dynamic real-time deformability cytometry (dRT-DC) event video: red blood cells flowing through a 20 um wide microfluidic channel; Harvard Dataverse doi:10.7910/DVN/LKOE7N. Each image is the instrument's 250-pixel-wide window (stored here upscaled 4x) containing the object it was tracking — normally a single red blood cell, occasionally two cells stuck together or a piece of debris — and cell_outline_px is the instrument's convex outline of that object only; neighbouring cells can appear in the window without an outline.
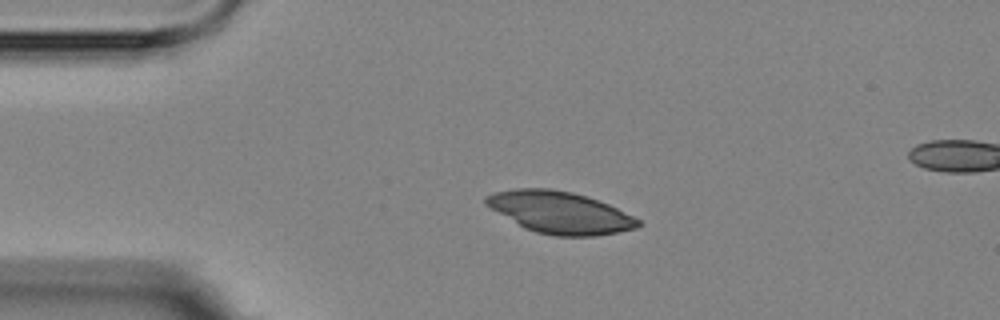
{"species": "Egyptian fruit bat (a non-hibernating species)", "species_latin": "Rousettus aegyptiacus", "temperature_condition": "room temperature", "stored_images_in_passage": 4, "segment_of_instrument_passage": [1, 2], "camera_frame_rate_fps": 3000, "um_per_image_px": 0.085, "animal": {"sex": "female"}, "frame": {"image": 1, "passage_image": 3, "time_ms": 2.333, "image_size_px": [1000, 320], "cell_outline_px": [[644, 224], [636, 228], [596, 236], [552, 236], [536, 232], [524, 228], [492, 208], [484, 200], [488, 196], [496, 192], [516, 188], [552, 188], [572, 192], [588, 196], [608, 204], [640, 220]], "centroid_in_image_um": [47.64, 18.06], "position_along_channel_um": 37.4, "area_um2": 36.82}}